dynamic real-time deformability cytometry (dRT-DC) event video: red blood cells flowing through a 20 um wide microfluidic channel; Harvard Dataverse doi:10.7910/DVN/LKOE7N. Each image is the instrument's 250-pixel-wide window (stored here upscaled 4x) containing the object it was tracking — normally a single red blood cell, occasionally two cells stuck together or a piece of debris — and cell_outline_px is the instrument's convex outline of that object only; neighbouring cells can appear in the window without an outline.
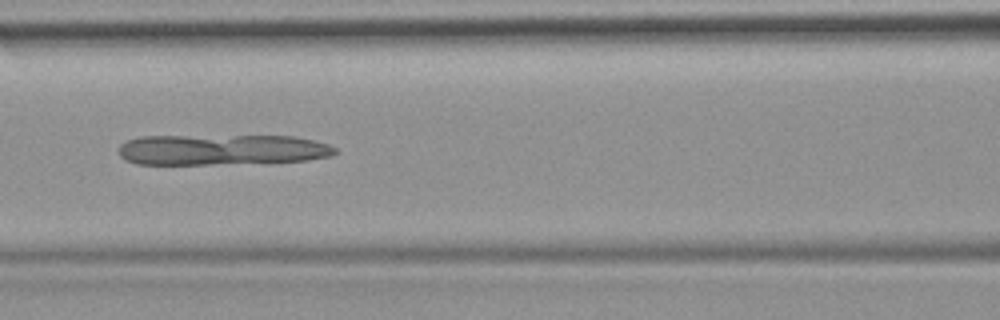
{"species": "common noctule bat (a hibernating species)", "species_latin": "Nyctalus noctula", "temperature_condition": "room temperature", "stored_images_in_passage": 50, "camera_frame_rate_fps": 3000, "um_per_image_px": 0.085, "animal": {"sex": "female", "body_mass_g": 19.9}, "frame": {"image": 1, "passage_image": 22, "time_ms": 7.0, "image_size_px": [1000, 320], "cell_outline_px": [[336, 152], [332, 156], [308, 160], [208, 164], [136, 164], [124, 160], [120, 156], [120, 144], [128, 140], [140, 136], [292, 136], [316, 140], [328, 144], [336, 148]], "centroid_in_image_um": [18.84, 12.72], "position_along_channel_um": 147.8, "area_um2": 38.61}}